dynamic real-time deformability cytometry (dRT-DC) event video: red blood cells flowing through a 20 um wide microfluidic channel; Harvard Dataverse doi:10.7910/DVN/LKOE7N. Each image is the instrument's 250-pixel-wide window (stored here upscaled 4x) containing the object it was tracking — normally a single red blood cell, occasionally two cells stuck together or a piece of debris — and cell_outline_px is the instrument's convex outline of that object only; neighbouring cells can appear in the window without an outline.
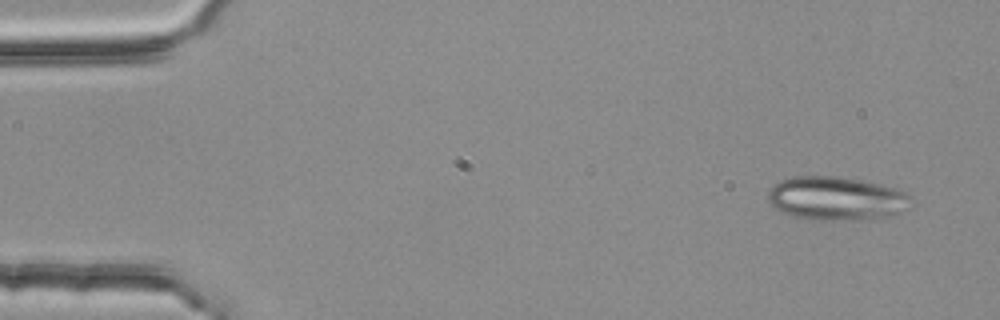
{"species": "common noctule bat (a hibernating species)", "species_latin": "Nyctalus noctula", "temperature_condition": "room temperature", "stored_images_in_passage": 4, "camera_frame_rate_fps": 3000, "um_per_image_px": 0.085, "animal": {"sex": "female", "body_mass_g": 25.1}, "frame": {"image": 1, "passage_image": 1, "time_ms": 0.0, "image_size_px": [1000, 320], "cell_outline_px": [[912, 196], [900, 212], [888, 216], [856, 220], [812, 220], [792, 216], [776, 208], [768, 200], [768, 192], [772, 184], [780, 180], [792, 176], [836, 176], [860, 180], [880, 184], [896, 188]], "centroid_in_image_um": [71.02, 16.86], "position_along_channel_um": 14.0, "area_um2": 36.18}}